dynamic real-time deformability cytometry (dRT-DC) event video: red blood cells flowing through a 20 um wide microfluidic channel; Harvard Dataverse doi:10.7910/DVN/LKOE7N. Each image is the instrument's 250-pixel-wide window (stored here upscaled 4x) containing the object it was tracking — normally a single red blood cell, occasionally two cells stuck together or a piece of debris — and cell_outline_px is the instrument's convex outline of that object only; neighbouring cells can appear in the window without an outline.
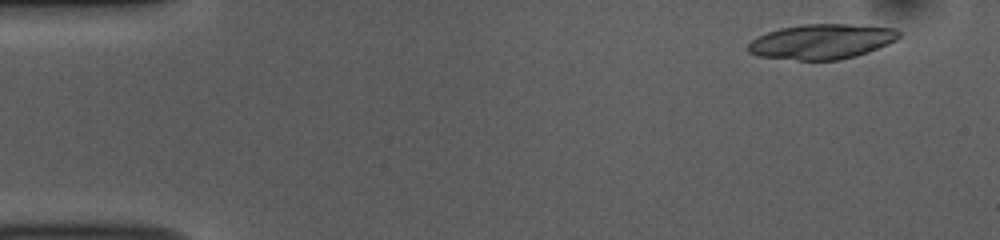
{"species": "common noctule bat (a hibernating species)", "species_latin": "Nyctalus noctula", "temperature_condition": "room temperature", "stored_images_in_passage": 19, "camera_frame_rate_fps": 3000, "um_per_image_px": 0.085, "animal": {"sex": "female", "body_mass_g": 10.0, "forearm_length_mm": 53.1}, "frame": {"image": 1, "passage_image": 4, "time_ms": 1.0, "image_size_px": [1000, 240], "cell_outline_px": [[900, 36], [896, 40], [888, 44], [868, 52], [856, 56], [840, 60], [800, 60], [756, 56], [748, 52], [748, 44], [752, 40], [768, 32], [780, 28], [804, 24], [848, 24], [896, 28], [900, 32]], "centroid_in_image_um": [69.86, 3.53], "position_along_channel_um": 15.1, "area_um2": 30.75}}